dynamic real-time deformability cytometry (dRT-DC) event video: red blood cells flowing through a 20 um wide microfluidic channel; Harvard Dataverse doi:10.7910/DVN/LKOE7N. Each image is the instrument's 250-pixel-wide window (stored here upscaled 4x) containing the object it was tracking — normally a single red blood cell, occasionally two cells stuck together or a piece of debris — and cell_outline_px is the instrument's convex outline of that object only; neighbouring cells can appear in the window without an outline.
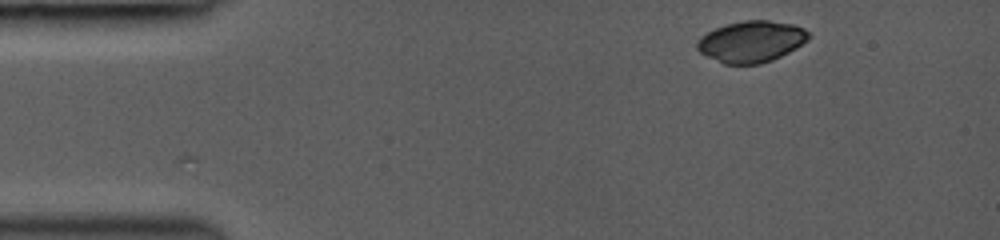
{"species": "common noctule bat (a hibernating species)", "species_latin": "Nyctalus noctula", "temperature_condition": "room temperature", "stored_images_in_passage": 3, "camera_frame_rate_fps": 3000, "um_per_image_px": 0.085, "animal": {"sex": "female", "body_mass_g": 19.0, "forearm_length_mm": 53.3}, "frame": {"image": 1, "passage_image": 1, "time_ms": 0.0, "image_size_px": [1000, 240], "cell_outline_px": [[812, 36], [808, 40], [796, 48], [772, 60], [760, 64], [724, 64], [700, 52], [696, 48], [696, 44], [700, 36], [716, 28], [728, 24], [744, 20], [768, 20], [792, 24], [804, 28]], "centroid_in_image_um": [63.88, 3.53], "position_along_channel_um": 21.1, "area_um2": 26.76}}